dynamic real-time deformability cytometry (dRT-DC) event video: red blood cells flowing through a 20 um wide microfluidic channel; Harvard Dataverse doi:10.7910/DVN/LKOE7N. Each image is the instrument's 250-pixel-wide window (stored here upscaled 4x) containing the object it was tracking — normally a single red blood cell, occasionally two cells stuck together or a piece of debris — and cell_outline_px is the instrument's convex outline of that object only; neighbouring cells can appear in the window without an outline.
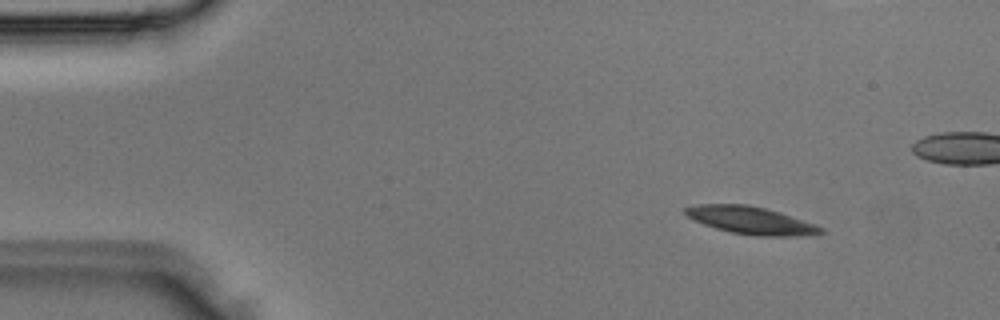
{"species": "Egyptian fruit bat (a non-hibernating species)", "species_latin": "Rousettus aegyptiacus", "temperature_condition": "room temperature", "stored_images_in_passage": 6, "camera_frame_rate_fps": 3000, "um_per_image_px": 0.085, "animal": {"sex": "male"}, "frame": {"image": 1, "passage_image": 2, "time_ms": 0.333, "image_size_px": [1000, 320], "cell_outline_px": [[824, 232], [820, 236], [756, 236], [732, 232], [716, 228], [692, 220], [684, 216], [680, 212], [684, 208], [700, 204], [748, 204], [780, 212], [816, 224], [824, 228]], "centroid_in_image_um": [63.85, 18.74], "position_along_channel_um": 21.2, "area_um2": 22.2}}